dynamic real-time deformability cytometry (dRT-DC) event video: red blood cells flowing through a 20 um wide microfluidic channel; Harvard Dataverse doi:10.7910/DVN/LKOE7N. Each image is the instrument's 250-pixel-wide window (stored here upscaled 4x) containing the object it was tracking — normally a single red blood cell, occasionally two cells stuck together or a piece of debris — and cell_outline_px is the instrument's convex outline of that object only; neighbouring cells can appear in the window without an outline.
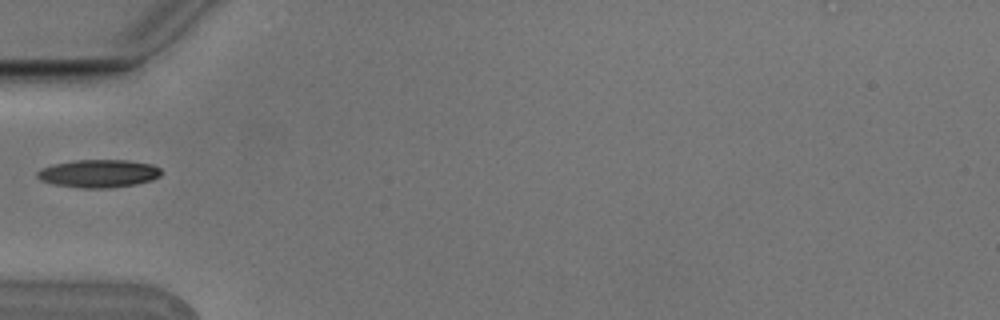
{"species": "Egyptian fruit bat (a non-hibernating species)", "species_latin": "Rousettus aegyptiacus", "temperature_condition": "cold", "stored_images_in_passage": 4, "camera_frame_rate_fps": 3000, "um_per_image_px": 0.085, "animal": {"sex": "male"}, "frame": {"image": 1, "passage_image": 4, "time_ms": 1.0, "image_size_px": [1000, 320], "cell_outline_px": [[160, 176], [152, 180], [136, 184], [108, 188], [80, 188], [52, 184], [40, 180], [36, 176], [36, 172], [40, 168], [56, 164], [76, 160], [128, 160], [152, 164], [160, 168]], "centroid_in_image_um": [8.37, 14.75], "position_along_channel_um": 76.6, "area_um2": 20.23}}